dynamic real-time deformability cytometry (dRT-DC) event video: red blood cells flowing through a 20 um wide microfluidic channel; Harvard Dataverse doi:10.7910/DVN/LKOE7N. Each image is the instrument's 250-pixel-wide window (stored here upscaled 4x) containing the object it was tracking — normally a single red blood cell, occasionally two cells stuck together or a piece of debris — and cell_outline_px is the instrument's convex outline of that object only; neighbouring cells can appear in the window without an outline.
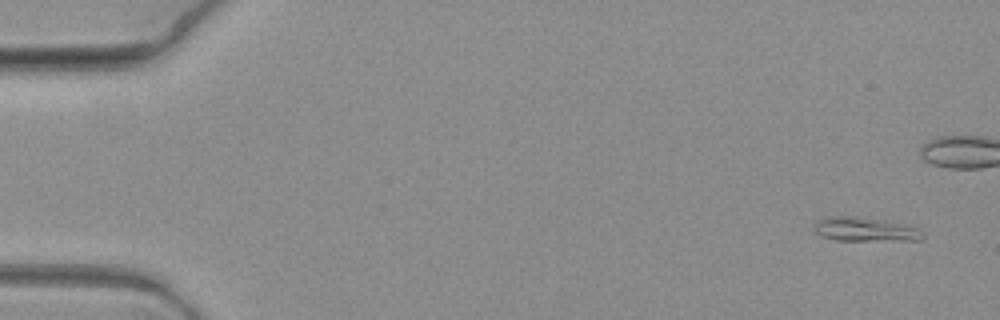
{"species": "common noctule bat (a hibernating species)", "species_latin": "Nyctalus noctula", "temperature_condition": "warm", "stored_images_in_passage": 7, "camera_frame_rate_fps": 3000, "um_per_image_px": 0.085, "animal": {"sex": "female", "body_mass_g": 19.3, "forearm_length_mm": 54.1}, "frame": {"image": 1, "passage_image": 1, "time_ms": 0.0, "image_size_px": [1000, 320], "cell_outline_px": [[924, 236], [920, 240], [836, 240], [820, 236], [812, 228], [812, 224], [816, 220], [828, 216], [856, 216], [888, 220], [904, 224], [916, 228], [924, 232]], "centroid_in_image_um": [73.48, 19.48], "position_along_channel_um": 11.5, "area_um2": 15.49}}